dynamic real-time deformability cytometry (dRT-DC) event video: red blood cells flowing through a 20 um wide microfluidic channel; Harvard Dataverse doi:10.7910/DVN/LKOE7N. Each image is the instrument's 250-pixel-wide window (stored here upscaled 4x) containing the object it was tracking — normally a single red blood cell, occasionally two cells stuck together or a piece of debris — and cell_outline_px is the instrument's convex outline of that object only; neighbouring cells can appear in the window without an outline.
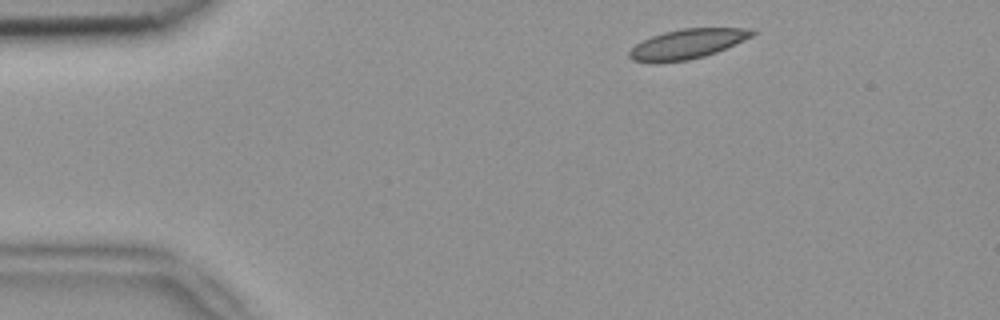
{"species": "common noctule bat (a hibernating species)", "species_latin": "Nyctalus noctula", "temperature_condition": "room temperature", "stored_images_in_passage": 3, "camera_frame_rate_fps": 3000, "um_per_image_px": 0.085, "animal": {"sex": "female", "body_mass_g": 18.4}, "frame": {"image": 1, "passage_image": 1, "time_ms": 0.0, "image_size_px": [1000, 320], "cell_outline_px": [[756, 32], [752, 36], [716, 52], [704, 56], [688, 60], [632, 60], [628, 56], [628, 52], [636, 44], [652, 36], [664, 32], [680, 28], [756, 28]], "centroid_in_image_um": [58.49, 3.69], "position_along_channel_um": 26.5, "area_um2": 20.58}}
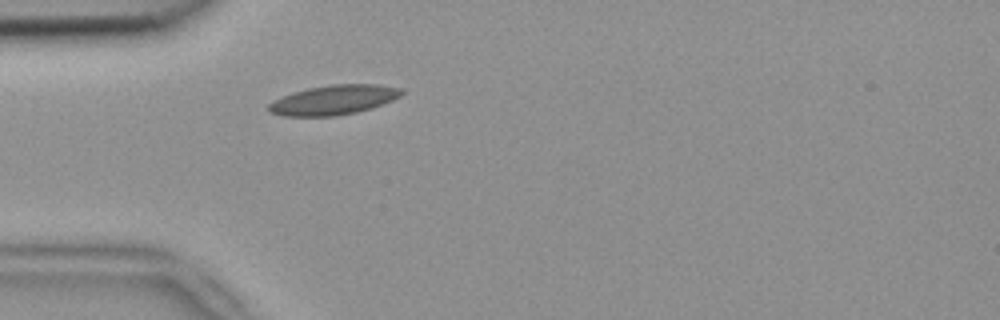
{"frame": {"image": 2, "passage_image": 3, "time_ms": 0.667, "image_size_px": [1000, 320], "cell_outline_px": [[404, 92], [400, 96], [392, 100], [372, 108], [356, 112], [336, 116], [284, 116], [268, 112], [268, 104], [272, 100], [292, 92], [308, 88], [332, 84], [380, 84], [404, 88]], "centroid_in_image_um": [28.36, 8.48], "position_along_channel_um": 56.6, "area_um2": 23.18}}